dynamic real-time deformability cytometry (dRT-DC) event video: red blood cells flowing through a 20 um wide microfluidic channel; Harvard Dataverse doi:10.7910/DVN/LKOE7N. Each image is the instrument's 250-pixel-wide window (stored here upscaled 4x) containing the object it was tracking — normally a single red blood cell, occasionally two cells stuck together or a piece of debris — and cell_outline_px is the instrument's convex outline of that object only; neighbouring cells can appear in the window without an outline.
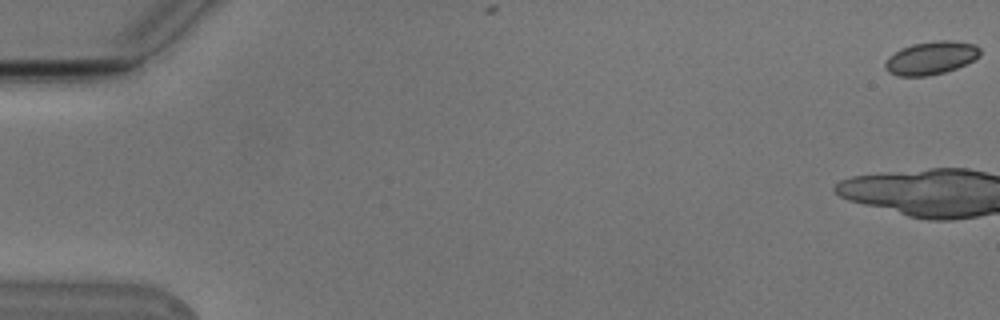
{"species": "Egyptian fruit bat (a non-hibernating species)", "species_latin": "Rousettus aegyptiacus", "temperature_condition": "cold", "stored_images_in_passage": 5, "camera_frame_rate_fps": 3000, "um_per_image_px": 0.085, "animal": {"sex": "male"}, "frame": {"image": 1, "passage_image": 1, "time_ms": 0.0, "image_size_px": [1000, 320], "cell_outline_px": [[980, 56], [956, 68], [944, 72], [928, 76], [900, 76], [888, 72], [884, 68], [884, 64], [888, 56], [912, 44], [940, 40], [948, 40], [976, 44], [980, 48]], "centroid_in_image_um": [79.13, 4.93], "position_along_channel_um": 5.9, "area_um2": 18.15}}